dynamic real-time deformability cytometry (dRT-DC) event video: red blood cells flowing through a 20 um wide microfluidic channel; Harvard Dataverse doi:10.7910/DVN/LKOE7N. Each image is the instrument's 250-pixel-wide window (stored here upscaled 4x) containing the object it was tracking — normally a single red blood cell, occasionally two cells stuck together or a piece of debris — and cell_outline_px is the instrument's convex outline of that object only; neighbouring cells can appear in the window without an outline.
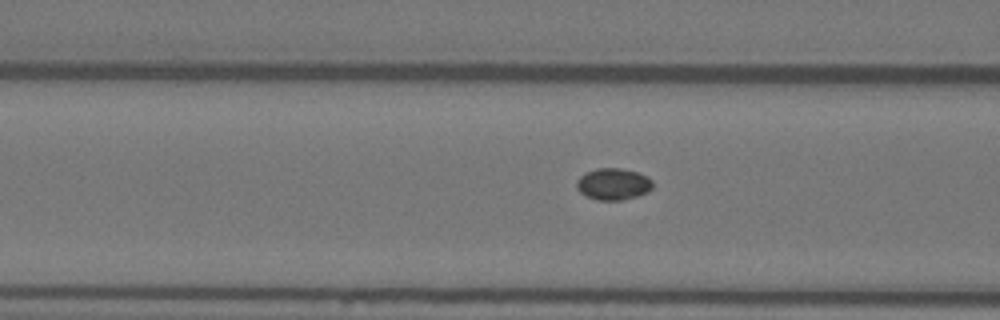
{"species": "Egyptian fruit bat (a non-hibernating species)", "species_latin": "Rousettus aegyptiacus", "temperature_condition": "warm", "stored_images_in_passage": 56, "camera_frame_rate_fps": 3000, "um_per_image_px": 0.085, "animal": {"sex": "female"}, "frame": {"image": 1, "passage_image": 22, "time_ms": 7.0, "image_size_px": [1000, 320], "cell_outline_px": [[652, 188], [648, 192], [636, 196], [620, 200], [596, 200], [580, 192], [576, 188], [576, 180], [584, 172], [596, 168], [620, 168], [636, 172], [652, 180]], "centroid_in_image_um": [52.08, 15.64], "position_along_channel_um": 114.5, "area_um2": 13.99}}
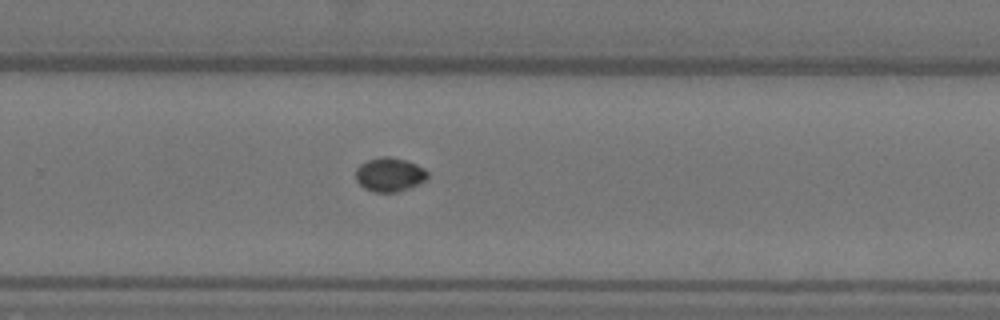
{"frame": {"image": 2, "passage_image": 37, "time_ms": 12.0, "image_size_px": [1000, 320], "cell_outline_px": [[428, 176], [424, 180], [408, 188], [396, 192], [372, 192], [364, 188], [356, 180], [356, 168], [360, 164], [368, 160], [380, 156], [388, 156], [404, 160], [416, 164], [424, 168], [428, 172]], "centroid_in_image_um": [33.08, 14.83], "position_along_channel_um": 296.7, "area_um2": 14.1}}
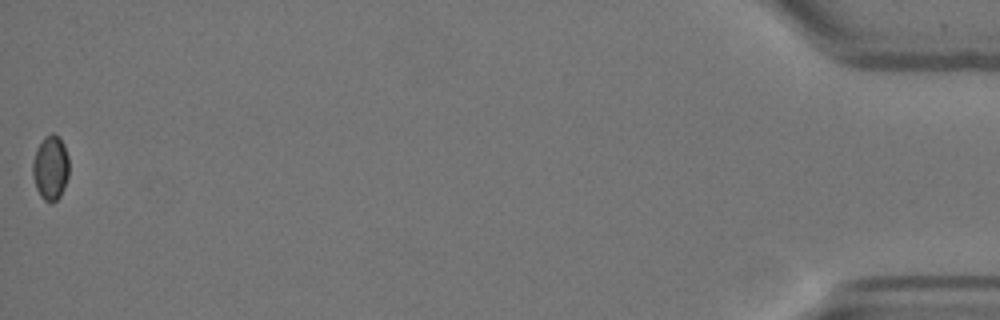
{"frame": {"image": 3, "passage_image": 56, "time_ms": 18.333, "image_size_px": [1000, 320], "cell_outline_px": [[68, 176], [64, 188], [60, 196], [52, 204], [44, 200], [40, 196], [36, 188], [32, 176], [32, 160], [44, 136], [52, 132], [60, 136], [64, 144], [68, 156]], "centroid_in_image_um": [4.29, 14.26], "position_along_channel_um": 430.9, "area_um2": 13.87}, "authors_computed_cell_mechanics": {"area_um2": 13.7564, "velocity_mm_per_s": 3.6552, "shape_relaxation_time_tau1_ms": 3.0508, "shape_relaxation_time_tau2_ms": null, "deformation_change_tau1": 0.0519, "deformation_change_tau2": null}}